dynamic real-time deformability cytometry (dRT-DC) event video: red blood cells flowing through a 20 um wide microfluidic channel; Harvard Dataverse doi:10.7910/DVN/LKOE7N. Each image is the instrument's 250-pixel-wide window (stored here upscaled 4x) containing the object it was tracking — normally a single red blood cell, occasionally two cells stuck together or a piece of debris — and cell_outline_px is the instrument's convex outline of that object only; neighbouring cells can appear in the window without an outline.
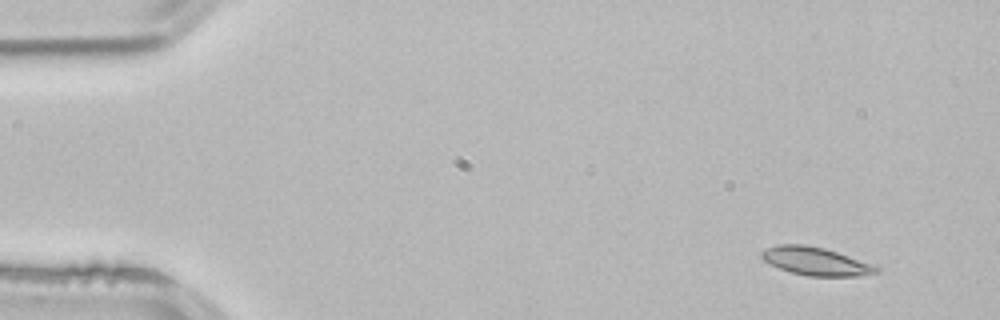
{"species": "common noctule bat (a hibernating species)", "species_latin": "Nyctalus noctula", "temperature_condition": "room temperature", "stored_images_in_passage": 3, "camera_frame_rate_fps": 3000, "um_per_image_px": 0.085, "animal": {"sex": "male", "body_mass_g": 21.5, "forearm_length_mm": 52.0}, "frame": {"image": 1, "passage_image": 1, "time_ms": 0.0, "image_size_px": [1000, 320], "cell_outline_px": [[880, 272], [856, 276], [808, 276], [792, 272], [768, 264], [760, 256], [760, 252], [764, 248], [776, 244], [804, 244], [824, 248], [876, 264], [880, 268]], "centroid_in_image_um": [69.34, 22.2], "position_along_channel_um": 15.7, "area_um2": 19.07}}
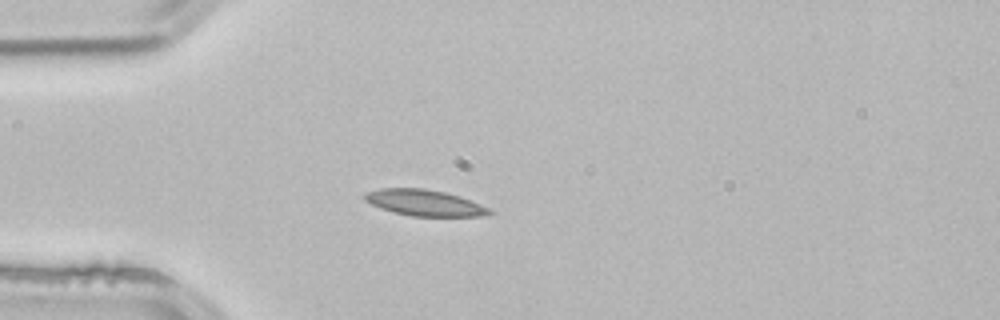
{"frame": {"image": 2, "passage_image": 3, "time_ms": 0.667, "image_size_px": [1000, 320], "cell_outline_px": [[496, 212], [484, 216], [412, 216], [392, 212], [380, 208], [364, 200], [364, 192], [380, 188], [424, 188], [444, 192], [460, 196], [492, 208]], "centroid_in_image_um": [36.12, 17.24], "position_along_channel_um": 48.9, "area_um2": 19.25}}